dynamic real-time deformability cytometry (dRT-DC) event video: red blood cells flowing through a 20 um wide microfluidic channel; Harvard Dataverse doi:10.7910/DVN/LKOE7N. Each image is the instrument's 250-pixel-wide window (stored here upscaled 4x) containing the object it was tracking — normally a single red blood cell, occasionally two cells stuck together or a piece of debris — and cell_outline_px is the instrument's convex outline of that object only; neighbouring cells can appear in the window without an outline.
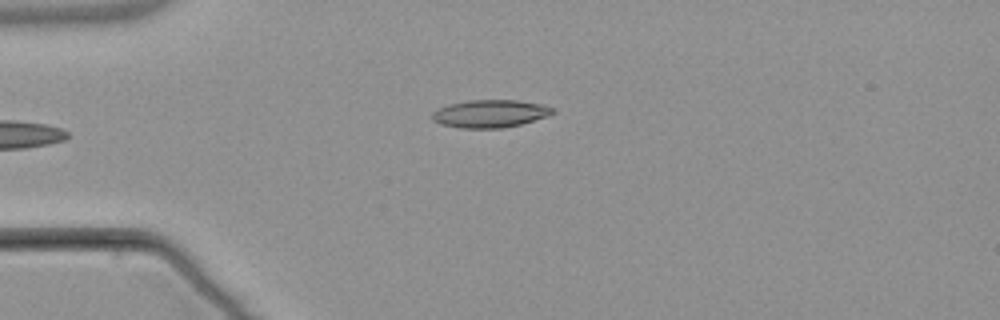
{"species": "common noctule bat (a hibernating species)", "species_latin": "Nyctalus noctula", "temperature_condition": "warm", "stored_images_in_passage": 7, "camera_frame_rate_fps": 3000, "um_per_image_px": 0.085, "animal": {"sex": "male", "body_mass_g": 21.5, "forearm_length_mm": 52.0}, "frame": {"image": 1, "passage_image": 7, "time_ms": 7.333, "image_size_px": [1000, 320], "cell_outline_px": [[556, 112], [548, 116], [520, 124], [504, 128], [460, 128], [440, 124], [432, 120], [432, 112], [448, 104], [468, 100], [516, 100], [544, 104], [556, 108]], "centroid_in_image_um": [41.69, 9.65], "position_along_channel_um": 43.3, "area_um2": 19.65}}